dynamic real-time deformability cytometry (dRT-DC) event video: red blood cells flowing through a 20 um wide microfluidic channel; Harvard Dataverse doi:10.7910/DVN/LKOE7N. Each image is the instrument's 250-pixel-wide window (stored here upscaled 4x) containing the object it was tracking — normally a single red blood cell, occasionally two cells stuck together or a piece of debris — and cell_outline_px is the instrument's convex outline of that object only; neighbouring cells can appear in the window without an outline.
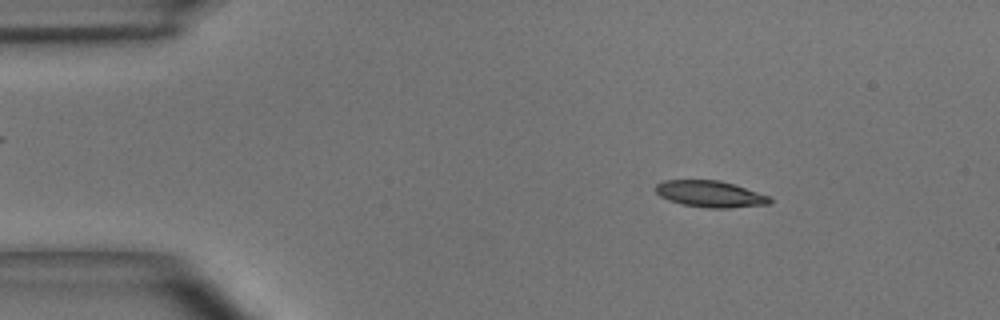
{"species": "common noctule bat (a hibernating species)", "species_latin": "Nyctalus noctula", "temperature_condition": "room temperature", "stored_images_in_passage": 49, "camera_frame_rate_fps": 3000, "um_per_image_px": 0.085, "animal": {"sex": "male", "body_mass_g": 15.6}, "frame": {"image": 1, "passage_image": 7, "time_ms": 2.0, "image_size_px": [1000, 320], "cell_outline_px": [[772, 200], [768, 204], [728, 208], [708, 208], [680, 204], [668, 200], [660, 196], [656, 192], [656, 184], [664, 180], [720, 180], [772, 196]], "centroid_in_image_um": [60.37, 16.49], "position_along_channel_um": 24.6, "area_um2": 17.69}}
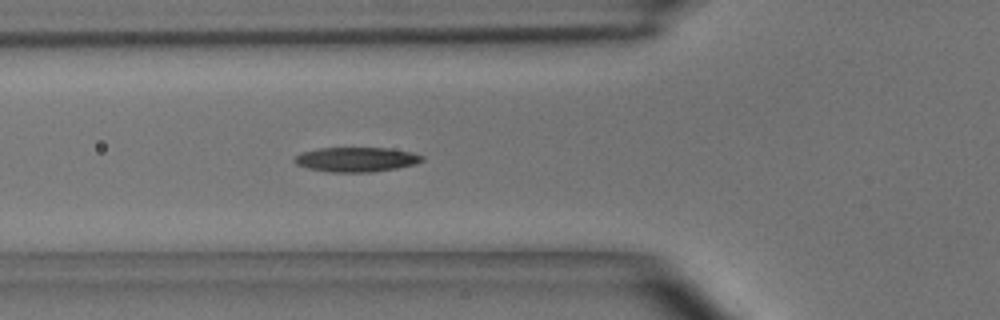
{"frame": {"image": 2, "passage_image": 17, "time_ms": 5.333, "image_size_px": [1000, 320], "cell_outline_px": [[424, 160], [416, 164], [396, 168], [372, 172], [332, 172], [308, 168], [296, 164], [292, 160], [300, 152], [320, 148], [388, 148], [412, 152], [424, 156]], "centroid_in_image_um": [30.29, 13.55], "position_along_channel_um": 95.5, "area_um2": 18.32}}
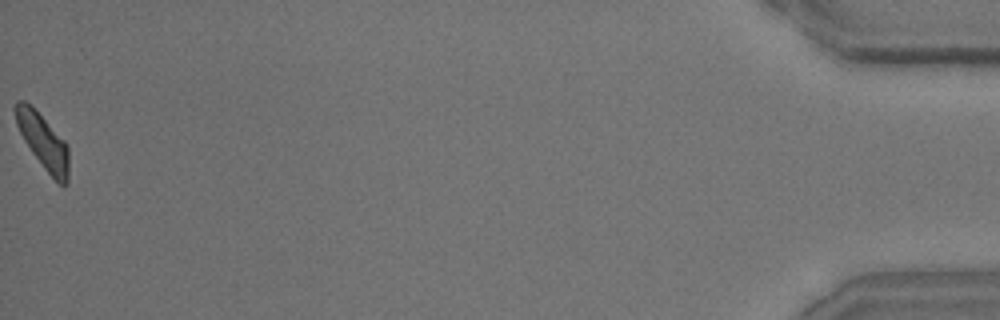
{"frame": {"image": 3, "passage_image": 49, "time_ms": 16.0, "image_size_px": [1000, 320], "cell_outline_px": [[68, 184], [64, 188], [44, 168], [32, 152], [24, 140], [16, 124], [16, 100], [24, 100], [64, 140], [68, 148]], "centroid_in_image_um": [3.69, 12.09], "position_along_channel_um": 431.5, "area_um2": 16.42}, "authors_computed_cell_mechanics": {"area_um2": 17.7446, "velocity_mm_per_s": 4.0577, "shape_relaxation_time_tau1_ms": 3.1336, "shape_relaxation_time_tau2_ms": 9.6949, "deformation_change_tau1": 0.1277, "deformation_change_tau2": 0.1678}}